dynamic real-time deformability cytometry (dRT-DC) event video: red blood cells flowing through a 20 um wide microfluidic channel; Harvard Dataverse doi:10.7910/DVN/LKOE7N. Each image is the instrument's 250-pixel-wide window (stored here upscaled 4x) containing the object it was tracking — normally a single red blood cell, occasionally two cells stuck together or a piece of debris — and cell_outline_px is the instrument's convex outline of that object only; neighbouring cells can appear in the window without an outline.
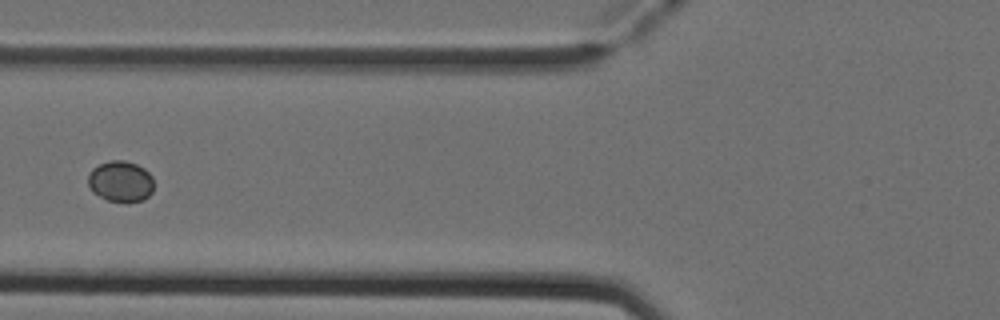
{"species": "Egyptian fruit bat (a non-hibernating species)", "species_latin": "Rousettus aegyptiacus", "temperature_condition": "cold", "stored_images_in_passage": 7, "camera_frame_rate_fps": 3000, "um_per_image_px": 0.085, "animal": {"sex": "female"}, "frame": {"image": 1, "passage_image": 7, "time_ms": 2.0, "image_size_px": [1000, 320], "cell_outline_px": [[152, 192], [144, 200], [128, 204], [124, 204], [108, 200], [92, 192], [88, 184], [88, 176], [92, 168], [108, 160], [124, 160], [136, 164], [144, 168], [152, 176]], "centroid_in_image_um": [10.25, 15.44], "position_along_channel_um": 115.5, "area_um2": 16.01}}